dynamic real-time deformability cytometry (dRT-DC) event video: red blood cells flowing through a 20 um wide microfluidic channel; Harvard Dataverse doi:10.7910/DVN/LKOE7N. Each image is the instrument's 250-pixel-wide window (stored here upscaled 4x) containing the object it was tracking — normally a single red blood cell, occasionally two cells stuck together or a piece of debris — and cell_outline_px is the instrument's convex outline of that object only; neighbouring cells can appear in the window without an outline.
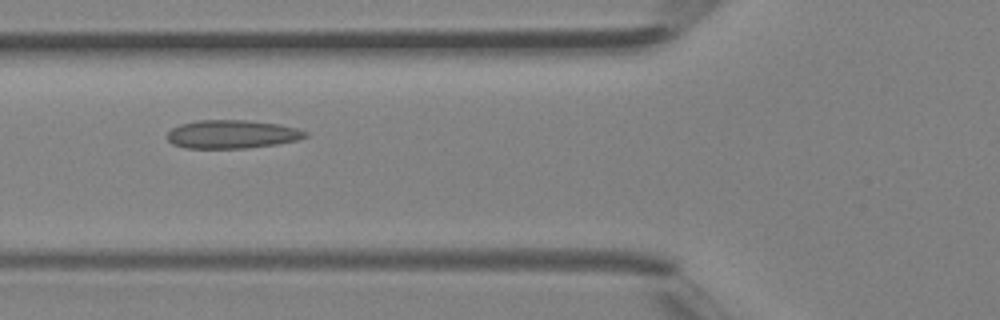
{"species": "Egyptian fruit bat (a non-hibernating species)", "species_latin": "Rousettus aegyptiacus", "temperature_condition": "room temperature", "stored_images_in_passage": 38, "camera_frame_rate_fps": 3000, "um_per_image_px": 0.085, "animal": {"sex": "female"}, "frame": {"image": 1, "passage_image": 16, "time_ms": 5.0, "image_size_px": [1000, 320], "cell_outline_px": [[308, 136], [296, 140], [276, 144], [248, 148], [184, 148], [172, 144], [168, 140], [168, 132], [172, 128], [180, 124], [196, 120], [244, 120], [280, 124], [296, 128], [308, 132]], "centroid_in_image_um": [19.71, 11.41], "position_along_channel_um": 106.1, "area_um2": 22.89}}
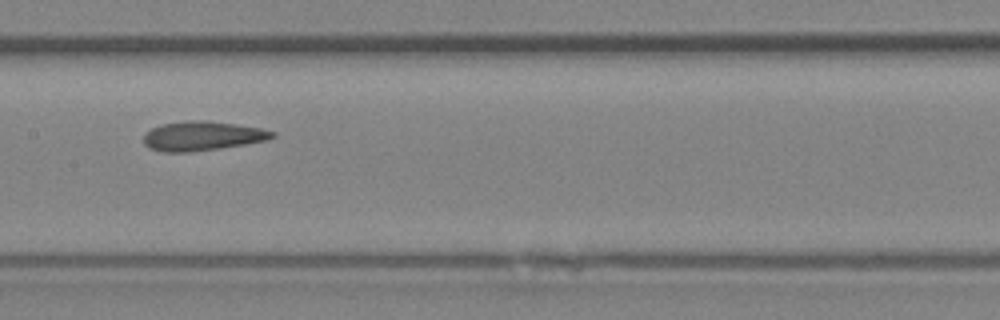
{"frame": {"image": 2, "passage_image": 21, "time_ms": 6.667, "image_size_px": [1000, 320], "cell_outline_px": [[276, 136], [268, 140], [220, 148], [192, 152], [164, 152], [148, 148], [144, 144], [144, 132], [160, 124], [188, 120], [208, 120], [236, 124], [260, 128], [276, 132]], "centroid_in_image_um": [17.18, 11.55], "position_along_channel_um": 190.2, "area_um2": 22.2}}
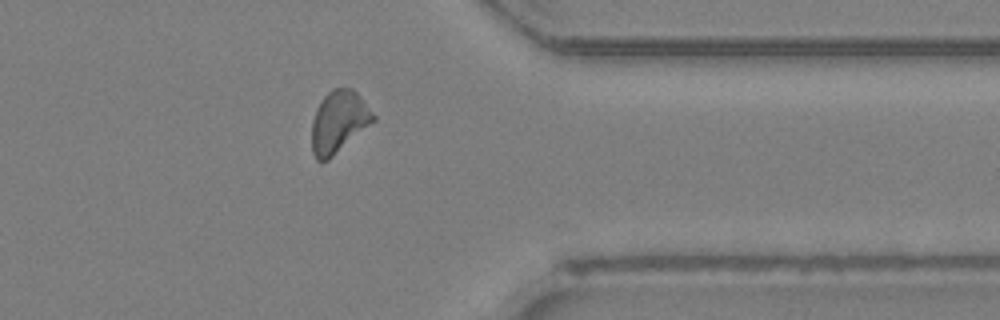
{"frame": {"image": 3, "passage_image": 33, "time_ms": 10.667, "image_size_px": [1000, 320], "cell_outline_px": [[376, 120], [328, 160], [316, 160], [312, 152], [312, 120], [316, 108], [320, 100], [332, 88], [352, 88], [356, 92], [376, 116]], "centroid_in_image_um": [28.78, 10.34], "position_along_channel_um": 382.6, "area_um2": 22.14}}